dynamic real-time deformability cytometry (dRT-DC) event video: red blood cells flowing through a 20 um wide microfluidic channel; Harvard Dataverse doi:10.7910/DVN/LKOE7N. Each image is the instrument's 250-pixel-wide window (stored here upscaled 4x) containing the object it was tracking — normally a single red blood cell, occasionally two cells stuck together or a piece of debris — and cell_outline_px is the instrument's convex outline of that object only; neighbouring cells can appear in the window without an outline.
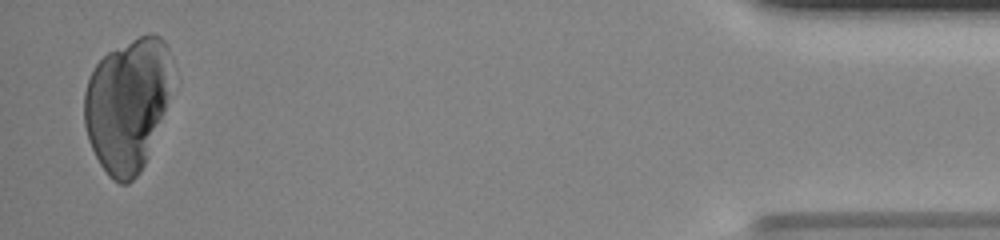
{"species": "human", "species_latin": "Homo sapiens", "temperature_condition": "room temperature", "stored_images_in_passage": 45, "camera_frame_rate_fps": 3000, "um_per_image_px": 0.085, "donor": {"sex": "male"}, "frame": {"image": 1, "passage_image": 44, "time_ms": 14.333, "image_size_px": [1000, 240], "cell_outline_px": [[168, 48], [164, 112], [144, 164], [140, 172], [128, 184], [120, 184], [112, 180], [108, 176], [100, 164], [88, 140], [84, 124], [84, 92], [88, 80], [96, 64], [108, 52], [140, 36], [160, 36], [164, 40]], "centroid_in_image_um": [10.74, 8.96], "position_along_channel_um": 424.5, "area_um2": 66.24}}